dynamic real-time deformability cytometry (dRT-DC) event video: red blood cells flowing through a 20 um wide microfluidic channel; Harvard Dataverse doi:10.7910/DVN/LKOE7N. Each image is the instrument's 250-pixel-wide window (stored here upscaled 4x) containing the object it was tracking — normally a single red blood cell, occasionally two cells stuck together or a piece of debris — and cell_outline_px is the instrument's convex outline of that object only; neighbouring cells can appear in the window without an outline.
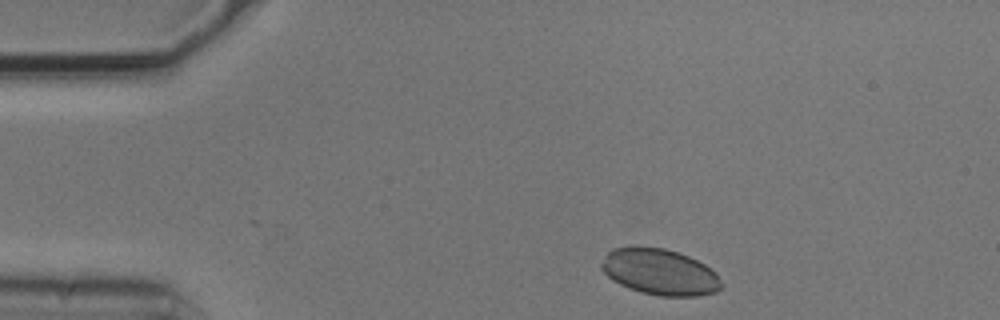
{"species": "common noctule bat (a hibernating species)", "species_latin": "Nyctalus noctula", "temperature_condition": "cold", "stored_images_in_passage": 5, "camera_frame_rate_fps": 3000, "um_per_image_px": 0.085, "animal": {"sex": "male", "body_mass_g": 20.5, "forearm_length_mm": 52.5}, "frame": {"image": 1, "passage_image": 1, "time_ms": 0.0, "image_size_px": [1000, 320], "cell_outline_px": [[724, 284], [716, 292], [700, 296], [660, 296], [640, 292], [628, 288], [612, 280], [600, 268], [600, 264], [608, 252], [612, 248], [632, 244], [636, 244], [664, 248], [688, 256], [704, 264], [716, 272]], "centroid_in_image_um": [56.06, 23.09], "position_along_channel_um": 28.9, "area_um2": 32.83}}